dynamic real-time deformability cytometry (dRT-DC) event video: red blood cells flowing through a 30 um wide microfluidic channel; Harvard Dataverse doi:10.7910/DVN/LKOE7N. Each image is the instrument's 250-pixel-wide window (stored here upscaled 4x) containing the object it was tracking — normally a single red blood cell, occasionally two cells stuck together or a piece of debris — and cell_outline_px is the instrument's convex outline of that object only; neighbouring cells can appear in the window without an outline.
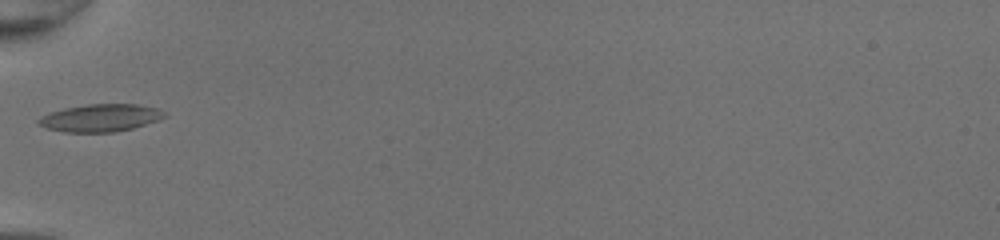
{"species": "common noctule bat (a hibernating species)", "species_latin": "Nyctalus noctula", "temperature_condition": "room temperature", "stored_images_in_passage": 31, "camera_frame_rate_fps": 3000, "um_per_image_px": 0.085, "animal": {"sex": "female", "body_mass_g": 20.0, "forearm_length_mm": 54.0}, "frame": {"image": 1, "passage_image": 1, "time_ms": 0.0, "image_size_px": [1000, 240], "cell_outline_px": [[168, 116], [132, 128], [116, 132], [64, 132], [48, 128], [40, 124], [36, 120], [40, 116], [64, 108], [88, 104], [136, 104], [160, 108]], "centroid_in_image_um": [8.55, 10.01], "position_along_channel_um": 76.4, "area_um2": 20.06}}
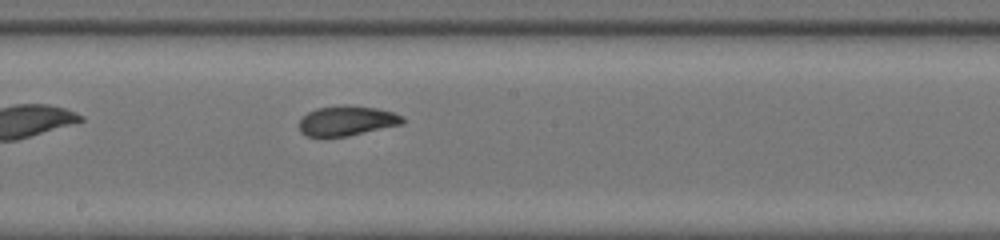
{"frame": {"image": 2, "passage_image": 11, "time_ms": 3.333, "image_size_px": [1000, 240], "cell_outline_px": [[404, 124], [348, 136], [308, 136], [300, 132], [300, 120], [308, 112], [316, 108], [376, 108], [392, 112], [404, 116]], "centroid_in_image_um": [29.52, 10.31], "position_along_channel_um": 218.7, "area_um2": 17.17}}
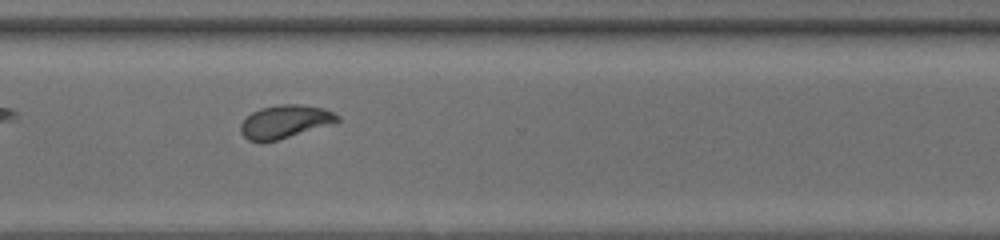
{"frame": {"image": 3, "passage_image": 20, "time_ms": 6.333, "image_size_px": [1000, 240], "cell_outline_px": [[340, 120], [332, 124], [276, 140], [260, 144], [248, 140], [240, 132], [240, 124], [252, 112], [260, 108], [280, 104], [300, 104], [324, 108], [340, 116]], "centroid_in_image_um": [24.2, 10.35], "position_along_channel_um": 346.4, "area_um2": 18.79}, "authors_computed_cell_mechanics": {"area_um2": 18.7272, "velocity_mm_per_s": 4.2618, "shape_relaxation_time_tau1_ms": 7.7944, "shape_relaxation_time_tau2_ms": 0.8973, "deformation_change_tau1": 0.2176, "deformation_change_tau2": 0.0554}}